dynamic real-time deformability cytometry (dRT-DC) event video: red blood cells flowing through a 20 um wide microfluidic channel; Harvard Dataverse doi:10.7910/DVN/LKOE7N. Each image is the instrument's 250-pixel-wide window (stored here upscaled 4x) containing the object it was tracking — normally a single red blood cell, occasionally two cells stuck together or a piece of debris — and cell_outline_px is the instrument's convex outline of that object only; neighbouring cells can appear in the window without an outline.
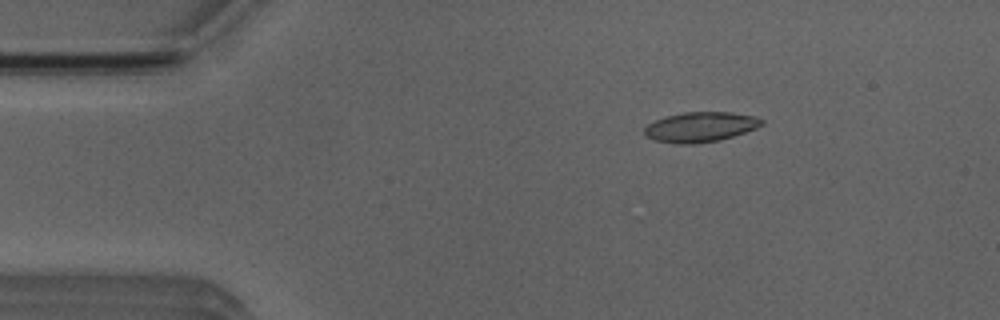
{"species": "Egyptian fruit bat (a non-hibernating species)", "species_latin": "Rousettus aegyptiacus", "temperature_condition": "room temperature", "stored_images_in_passage": 6, "camera_frame_rate_fps": 3000, "um_per_image_px": 0.085, "animal": {"sex": "male"}, "frame": {"image": 1, "passage_image": 3, "time_ms": 2.0, "image_size_px": [1000, 320], "cell_outline_px": [[764, 124], [756, 128], [720, 140], [692, 144], [680, 144], [656, 140], [644, 136], [644, 128], [648, 124], [656, 120], [668, 116], [684, 112], [732, 112], [752, 116], [764, 120]], "centroid_in_image_um": [59.53, 10.79], "position_along_channel_um": 25.5, "area_um2": 20.29}}
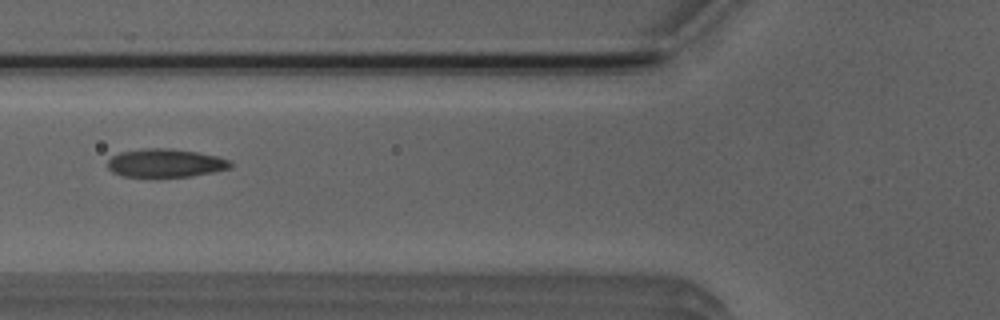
{"frame": {"image": 2, "passage_image": 6, "time_ms": 5.667, "image_size_px": [1000, 320], "cell_outline_px": [[232, 168], [192, 176], [120, 176], [112, 172], [108, 168], [108, 160], [112, 156], [120, 152], [144, 148], [172, 148], [196, 152], [216, 156], [228, 160], [232, 164]], "centroid_in_image_um": [14.04, 13.85], "position_along_channel_um": 111.8, "area_um2": 20.17}}